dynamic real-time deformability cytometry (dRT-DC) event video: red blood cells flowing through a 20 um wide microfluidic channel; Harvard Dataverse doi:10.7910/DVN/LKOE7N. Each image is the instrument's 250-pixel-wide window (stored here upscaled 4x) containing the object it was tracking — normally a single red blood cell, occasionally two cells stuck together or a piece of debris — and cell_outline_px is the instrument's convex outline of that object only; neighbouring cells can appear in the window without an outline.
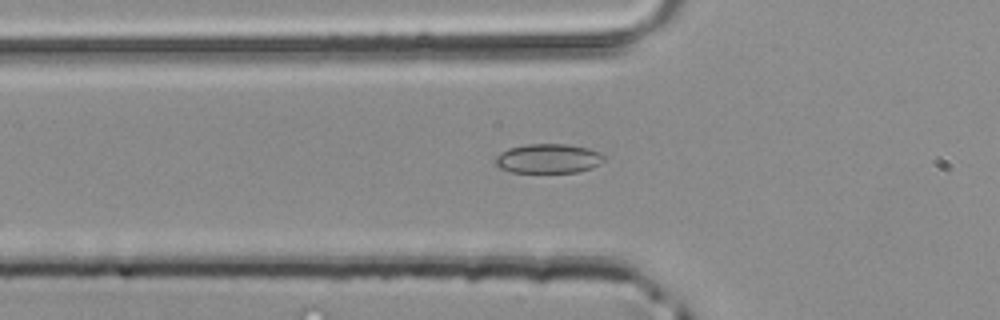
{"species": "common noctule bat (a hibernating species)", "species_latin": "Nyctalus noctula", "temperature_condition": "room temperature", "stored_images_in_passage": 47, "camera_frame_rate_fps": 3000, "um_per_image_px": 0.085, "animal": {"sex": "male", "body_mass_g": 20.4}, "frame": {"image": 1, "passage_image": 17, "time_ms": 5.333, "image_size_px": [1000, 320], "cell_outline_px": [[608, 156], [600, 164], [592, 168], [576, 172], [512, 172], [500, 168], [492, 164], [492, 160], [500, 152], [508, 148], [524, 144], [568, 144], [588, 148], [600, 152]], "centroid_in_image_um": [46.59, 13.47], "position_along_channel_um": 79.2, "area_um2": 19.02}}
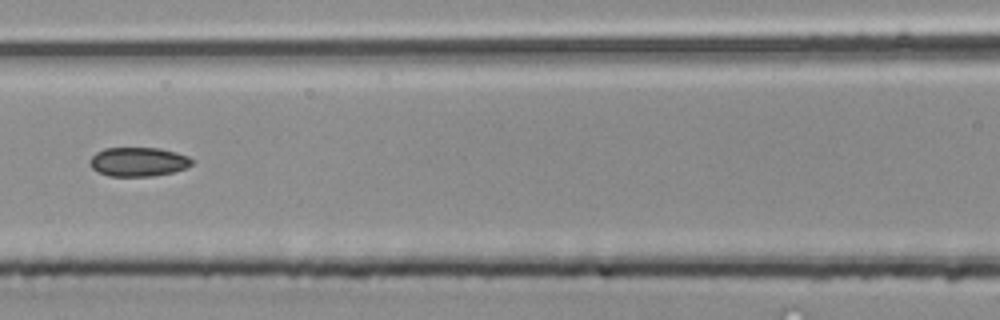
{"frame": {"image": 2, "passage_image": 22, "time_ms": 7.0, "image_size_px": [1000, 320], "cell_outline_px": [[192, 164], [188, 168], [172, 172], [152, 176], [108, 176], [96, 172], [92, 168], [92, 156], [96, 152], [104, 148], [160, 148], [176, 152], [188, 156], [192, 160]], "centroid_in_image_um": [11.77, 13.75], "position_along_channel_um": 154.8, "area_um2": 17.28}}
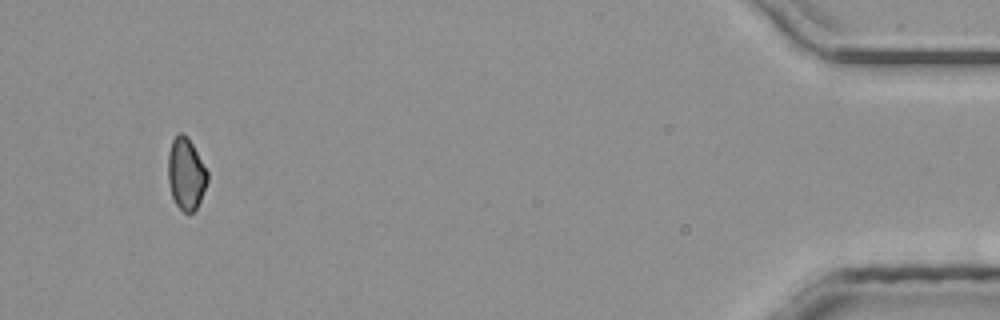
{"frame": {"image": 3, "passage_image": 45, "time_ms": 14.667, "image_size_px": [1000, 320], "cell_outline_px": [[208, 180], [200, 200], [196, 208], [192, 212], [184, 212], [176, 204], [172, 196], [168, 180], [168, 152], [172, 140], [180, 132], [188, 136], [208, 172]], "centroid_in_image_um": [15.8, 14.75], "position_along_channel_um": 419.4, "area_um2": 16.36}}